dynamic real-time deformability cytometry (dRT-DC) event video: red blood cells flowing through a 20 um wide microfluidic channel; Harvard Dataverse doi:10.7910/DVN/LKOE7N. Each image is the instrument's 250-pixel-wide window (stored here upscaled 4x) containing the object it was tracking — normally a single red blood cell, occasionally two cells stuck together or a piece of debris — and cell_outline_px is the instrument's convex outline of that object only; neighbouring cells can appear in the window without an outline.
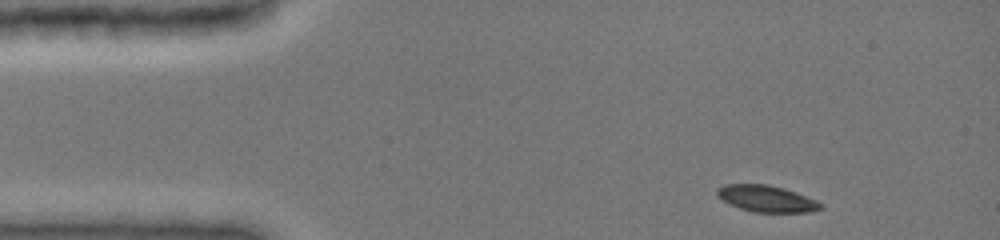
{"species": "common noctule bat (a hibernating species)", "species_latin": "Nyctalus noctula", "temperature_condition": "cold", "stored_images_in_passage": 39, "camera_frame_rate_fps": 3000, "um_per_image_px": 0.085, "animal": {"sex": "female", "body_mass_g": 19.0, "forearm_length_mm": 51.5}, "frame": {"image": 1, "passage_image": 1, "time_ms": 0.0, "image_size_px": [1000, 240], "cell_outline_px": [[824, 208], [808, 212], [752, 212], [728, 204], [716, 196], [716, 188], [724, 184], [768, 184], [784, 188], [796, 192], [816, 200]], "centroid_in_image_um": [65.1, 16.88], "position_along_channel_um": 19.9, "area_um2": 16.13}}
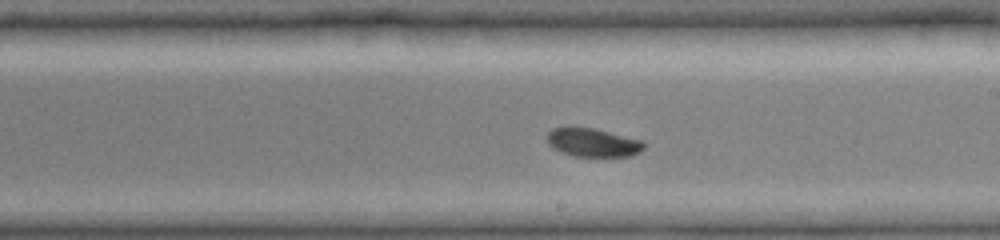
{"frame": {"image": 2, "passage_image": 23, "time_ms": 7.333, "image_size_px": [1000, 240], "cell_outline_px": [[644, 148], [640, 152], [632, 156], [576, 156], [560, 152], [552, 148], [548, 144], [548, 132], [552, 128], [596, 128], [644, 140]], "centroid_in_image_um": [50.44, 12.12], "position_along_channel_um": 238.6, "area_um2": 16.13}}
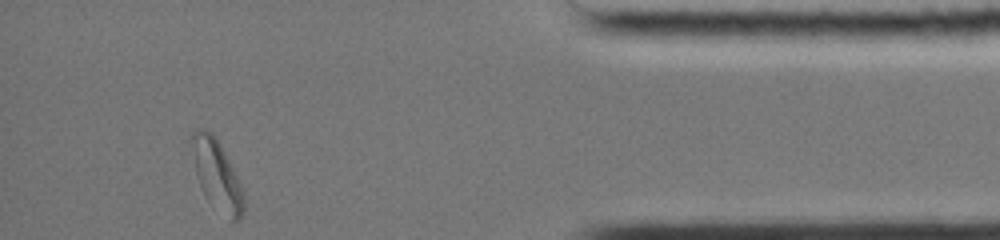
{"frame": {"image": 3, "passage_image": 39, "time_ms": 12.667, "image_size_px": [1000, 240], "cell_outline_px": [[244, 212], [232, 224], [212, 208], [204, 196], [196, 176], [188, 140], [192, 132], [200, 128], [204, 128], [212, 132], [220, 144], [244, 192]], "centroid_in_image_um": [18.38, 14.91], "position_along_channel_um": 416.8, "area_um2": 21.91}, "authors_computed_cell_mechanics": {"area_um2": 16.9932, "velocity_mm_per_s": 3.9636, "shape_relaxation_time_tau1_ms": 2.3134, "shape_relaxation_time_tau2_ms": null, "deformation_change_tau1": 0.0898, "deformation_change_tau2": null}}